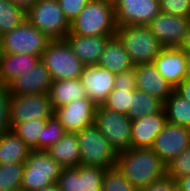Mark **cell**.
Listing matches in <instances>:
<instances>
[{
	"label": "cell",
	"instance_id": "6da1fadb",
	"mask_svg": "<svg viewBox=\"0 0 190 191\" xmlns=\"http://www.w3.org/2000/svg\"><path fill=\"white\" fill-rule=\"evenodd\" d=\"M116 166L138 191L167 175L166 164L152 148H131L119 153Z\"/></svg>",
	"mask_w": 190,
	"mask_h": 191
},
{
	"label": "cell",
	"instance_id": "7a4b0ae2",
	"mask_svg": "<svg viewBox=\"0 0 190 191\" xmlns=\"http://www.w3.org/2000/svg\"><path fill=\"white\" fill-rule=\"evenodd\" d=\"M115 10L110 0H90L70 23V33L79 36L116 34Z\"/></svg>",
	"mask_w": 190,
	"mask_h": 191
},
{
	"label": "cell",
	"instance_id": "3957f363",
	"mask_svg": "<svg viewBox=\"0 0 190 191\" xmlns=\"http://www.w3.org/2000/svg\"><path fill=\"white\" fill-rule=\"evenodd\" d=\"M115 35L134 65L153 63L164 48L147 25L117 26Z\"/></svg>",
	"mask_w": 190,
	"mask_h": 191
},
{
	"label": "cell",
	"instance_id": "277c9868",
	"mask_svg": "<svg viewBox=\"0 0 190 191\" xmlns=\"http://www.w3.org/2000/svg\"><path fill=\"white\" fill-rule=\"evenodd\" d=\"M41 61L52 80L77 79L85 68L65 39L50 40L42 53Z\"/></svg>",
	"mask_w": 190,
	"mask_h": 191
},
{
	"label": "cell",
	"instance_id": "5b68a950",
	"mask_svg": "<svg viewBox=\"0 0 190 191\" xmlns=\"http://www.w3.org/2000/svg\"><path fill=\"white\" fill-rule=\"evenodd\" d=\"M80 148V165L110 168L116 166L117 153L93 124L76 132Z\"/></svg>",
	"mask_w": 190,
	"mask_h": 191
},
{
	"label": "cell",
	"instance_id": "8992f818",
	"mask_svg": "<svg viewBox=\"0 0 190 191\" xmlns=\"http://www.w3.org/2000/svg\"><path fill=\"white\" fill-rule=\"evenodd\" d=\"M49 39L28 20L0 36V53L28 54L41 58Z\"/></svg>",
	"mask_w": 190,
	"mask_h": 191
},
{
	"label": "cell",
	"instance_id": "52a82bcc",
	"mask_svg": "<svg viewBox=\"0 0 190 191\" xmlns=\"http://www.w3.org/2000/svg\"><path fill=\"white\" fill-rule=\"evenodd\" d=\"M26 19L49 39H64L70 23L58 0H38L27 12Z\"/></svg>",
	"mask_w": 190,
	"mask_h": 191
},
{
	"label": "cell",
	"instance_id": "ba28073f",
	"mask_svg": "<svg viewBox=\"0 0 190 191\" xmlns=\"http://www.w3.org/2000/svg\"><path fill=\"white\" fill-rule=\"evenodd\" d=\"M63 167L46 151L32 150L25 161L21 187L37 191L57 183Z\"/></svg>",
	"mask_w": 190,
	"mask_h": 191
},
{
	"label": "cell",
	"instance_id": "9c48e42d",
	"mask_svg": "<svg viewBox=\"0 0 190 191\" xmlns=\"http://www.w3.org/2000/svg\"><path fill=\"white\" fill-rule=\"evenodd\" d=\"M131 122L125 114L109 110L103 105L97 106L95 125L117 154L132 148Z\"/></svg>",
	"mask_w": 190,
	"mask_h": 191
},
{
	"label": "cell",
	"instance_id": "30bf717a",
	"mask_svg": "<svg viewBox=\"0 0 190 191\" xmlns=\"http://www.w3.org/2000/svg\"><path fill=\"white\" fill-rule=\"evenodd\" d=\"M54 115L48 94L11 95L9 119L11 129L18 123L34 119H48Z\"/></svg>",
	"mask_w": 190,
	"mask_h": 191
},
{
	"label": "cell",
	"instance_id": "8fae6325",
	"mask_svg": "<svg viewBox=\"0 0 190 191\" xmlns=\"http://www.w3.org/2000/svg\"><path fill=\"white\" fill-rule=\"evenodd\" d=\"M117 26L147 25L160 12V0H113Z\"/></svg>",
	"mask_w": 190,
	"mask_h": 191
},
{
	"label": "cell",
	"instance_id": "7c38bea8",
	"mask_svg": "<svg viewBox=\"0 0 190 191\" xmlns=\"http://www.w3.org/2000/svg\"><path fill=\"white\" fill-rule=\"evenodd\" d=\"M97 106L88 98H82L58 107L54 115L66 132L76 133L95 124Z\"/></svg>",
	"mask_w": 190,
	"mask_h": 191
},
{
	"label": "cell",
	"instance_id": "4fadbf2b",
	"mask_svg": "<svg viewBox=\"0 0 190 191\" xmlns=\"http://www.w3.org/2000/svg\"><path fill=\"white\" fill-rule=\"evenodd\" d=\"M190 145V129L167 122L155 138L153 151L167 165Z\"/></svg>",
	"mask_w": 190,
	"mask_h": 191
},
{
	"label": "cell",
	"instance_id": "5bb4252c",
	"mask_svg": "<svg viewBox=\"0 0 190 191\" xmlns=\"http://www.w3.org/2000/svg\"><path fill=\"white\" fill-rule=\"evenodd\" d=\"M190 18L160 12L147 26L164 48H179Z\"/></svg>",
	"mask_w": 190,
	"mask_h": 191
},
{
	"label": "cell",
	"instance_id": "9a60e30c",
	"mask_svg": "<svg viewBox=\"0 0 190 191\" xmlns=\"http://www.w3.org/2000/svg\"><path fill=\"white\" fill-rule=\"evenodd\" d=\"M116 74L98 65L85 66L80 81L87 97L96 105L105 103L109 93L114 89Z\"/></svg>",
	"mask_w": 190,
	"mask_h": 191
},
{
	"label": "cell",
	"instance_id": "2e32d148",
	"mask_svg": "<svg viewBox=\"0 0 190 191\" xmlns=\"http://www.w3.org/2000/svg\"><path fill=\"white\" fill-rule=\"evenodd\" d=\"M52 78L40 60L33 69L20 73L8 85L10 95L48 94Z\"/></svg>",
	"mask_w": 190,
	"mask_h": 191
},
{
	"label": "cell",
	"instance_id": "e0dca14e",
	"mask_svg": "<svg viewBox=\"0 0 190 191\" xmlns=\"http://www.w3.org/2000/svg\"><path fill=\"white\" fill-rule=\"evenodd\" d=\"M153 64L174 88L187 78L186 52L180 48H163Z\"/></svg>",
	"mask_w": 190,
	"mask_h": 191
},
{
	"label": "cell",
	"instance_id": "ac0fdd59",
	"mask_svg": "<svg viewBox=\"0 0 190 191\" xmlns=\"http://www.w3.org/2000/svg\"><path fill=\"white\" fill-rule=\"evenodd\" d=\"M167 122L164 108L156 114L132 120V148H152L155 138L163 130Z\"/></svg>",
	"mask_w": 190,
	"mask_h": 191
},
{
	"label": "cell",
	"instance_id": "d6986e66",
	"mask_svg": "<svg viewBox=\"0 0 190 191\" xmlns=\"http://www.w3.org/2000/svg\"><path fill=\"white\" fill-rule=\"evenodd\" d=\"M136 89L156 97L163 103L174 91V87L157 71L153 63L134 65Z\"/></svg>",
	"mask_w": 190,
	"mask_h": 191
},
{
	"label": "cell",
	"instance_id": "ffe728a7",
	"mask_svg": "<svg viewBox=\"0 0 190 191\" xmlns=\"http://www.w3.org/2000/svg\"><path fill=\"white\" fill-rule=\"evenodd\" d=\"M113 36H79L69 32L64 39L85 66H92L99 63L105 45Z\"/></svg>",
	"mask_w": 190,
	"mask_h": 191
},
{
	"label": "cell",
	"instance_id": "44dd1931",
	"mask_svg": "<svg viewBox=\"0 0 190 191\" xmlns=\"http://www.w3.org/2000/svg\"><path fill=\"white\" fill-rule=\"evenodd\" d=\"M97 65L108 69L114 74L126 72L134 68L130 56L116 35L108 40Z\"/></svg>",
	"mask_w": 190,
	"mask_h": 191
},
{
	"label": "cell",
	"instance_id": "7402d4cb",
	"mask_svg": "<svg viewBox=\"0 0 190 191\" xmlns=\"http://www.w3.org/2000/svg\"><path fill=\"white\" fill-rule=\"evenodd\" d=\"M40 60L35 55L0 53V84L7 86L20 73L33 69Z\"/></svg>",
	"mask_w": 190,
	"mask_h": 191
},
{
	"label": "cell",
	"instance_id": "603a6c76",
	"mask_svg": "<svg viewBox=\"0 0 190 191\" xmlns=\"http://www.w3.org/2000/svg\"><path fill=\"white\" fill-rule=\"evenodd\" d=\"M48 96L54 110L70 102L87 97L80 78L53 80L49 88Z\"/></svg>",
	"mask_w": 190,
	"mask_h": 191
},
{
	"label": "cell",
	"instance_id": "cb8c5ba5",
	"mask_svg": "<svg viewBox=\"0 0 190 191\" xmlns=\"http://www.w3.org/2000/svg\"><path fill=\"white\" fill-rule=\"evenodd\" d=\"M46 152L63 168H75L80 165V148L76 133L66 132Z\"/></svg>",
	"mask_w": 190,
	"mask_h": 191
},
{
	"label": "cell",
	"instance_id": "d4e9b609",
	"mask_svg": "<svg viewBox=\"0 0 190 191\" xmlns=\"http://www.w3.org/2000/svg\"><path fill=\"white\" fill-rule=\"evenodd\" d=\"M32 149L12 130L0 134V164L25 163Z\"/></svg>",
	"mask_w": 190,
	"mask_h": 191
},
{
	"label": "cell",
	"instance_id": "484cf974",
	"mask_svg": "<svg viewBox=\"0 0 190 191\" xmlns=\"http://www.w3.org/2000/svg\"><path fill=\"white\" fill-rule=\"evenodd\" d=\"M164 103L141 90H133L127 116L131 120L142 118L146 115L156 114L163 109Z\"/></svg>",
	"mask_w": 190,
	"mask_h": 191
},
{
	"label": "cell",
	"instance_id": "4316f807",
	"mask_svg": "<svg viewBox=\"0 0 190 191\" xmlns=\"http://www.w3.org/2000/svg\"><path fill=\"white\" fill-rule=\"evenodd\" d=\"M163 108L168 123L190 129V102L173 91L164 102Z\"/></svg>",
	"mask_w": 190,
	"mask_h": 191
},
{
	"label": "cell",
	"instance_id": "83f0119b",
	"mask_svg": "<svg viewBox=\"0 0 190 191\" xmlns=\"http://www.w3.org/2000/svg\"><path fill=\"white\" fill-rule=\"evenodd\" d=\"M47 119H34L16 124L11 130L32 150L39 151V139H43V129Z\"/></svg>",
	"mask_w": 190,
	"mask_h": 191
},
{
	"label": "cell",
	"instance_id": "f1b7e54d",
	"mask_svg": "<svg viewBox=\"0 0 190 191\" xmlns=\"http://www.w3.org/2000/svg\"><path fill=\"white\" fill-rule=\"evenodd\" d=\"M26 19V11L11 0H0V36L21 25Z\"/></svg>",
	"mask_w": 190,
	"mask_h": 191
},
{
	"label": "cell",
	"instance_id": "f546056e",
	"mask_svg": "<svg viewBox=\"0 0 190 191\" xmlns=\"http://www.w3.org/2000/svg\"><path fill=\"white\" fill-rule=\"evenodd\" d=\"M25 163L0 164V191L21 187Z\"/></svg>",
	"mask_w": 190,
	"mask_h": 191
},
{
	"label": "cell",
	"instance_id": "4dcf8cb0",
	"mask_svg": "<svg viewBox=\"0 0 190 191\" xmlns=\"http://www.w3.org/2000/svg\"><path fill=\"white\" fill-rule=\"evenodd\" d=\"M101 191H138L126 179L124 174L113 166L105 169Z\"/></svg>",
	"mask_w": 190,
	"mask_h": 191
},
{
	"label": "cell",
	"instance_id": "1f68e13d",
	"mask_svg": "<svg viewBox=\"0 0 190 191\" xmlns=\"http://www.w3.org/2000/svg\"><path fill=\"white\" fill-rule=\"evenodd\" d=\"M66 130L60 121L53 115L47 119L46 126L43 129V139H39V151H46L52 145L57 143L64 135Z\"/></svg>",
	"mask_w": 190,
	"mask_h": 191
},
{
	"label": "cell",
	"instance_id": "d6a6232c",
	"mask_svg": "<svg viewBox=\"0 0 190 191\" xmlns=\"http://www.w3.org/2000/svg\"><path fill=\"white\" fill-rule=\"evenodd\" d=\"M105 168L80 165L82 191H101Z\"/></svg>",
	"mask_w": 190,
	"mask_h": 191
},
{
	"label": "cell",
	"instance_id": "836d02e7",
	"mask_svg": "<svg viewBox=\"0 0 190 191\" xmlns=\"http://www.w3.org/2000/svg\"><path fill=\"white\" fill-rule=\"evenodd\" d=\"M133 90L113 89L103 106L109 110L127 115Z\"/></svg>",
	"mask_w": 190,
	"mask_h": 191
},
{
	"label": "cell",
	"instance_id": "e575fe53",
	"mask_svg": "<svg viewBox=\"0 0 190 191\" xmlns=\"http://www.w3.org/2000/svg\"><path fill=\"white\" fill-rule=\"evenodd\" d=\"M167 176L173 180L190 175V145L167 165Z\"/></svg>",
	"mask_w": 190,
	"mask_h": 191
},
{
	"label": "cell",
	"instance_id": "d590c367",
	"mask_svg": "<svg viewBox=\"0 0 190 191\" xmlns=\"http://www.w3.org/2000/svg\"><path fill=\"white\" fill-rule=\"evenodd\" d=\"M57 185L61 191H82L80 165L75 168H63Z\"/></svg>",
	"mask_w": 190,
	"mask_h": 191
},
{
	"label": "cell",
	"instance_id": "8d00e7d4",
	"mask_svg": "<svg viewBox=\"0 0 190 191\" xmlns=\"http://www.w3.org/2000/svg\"><path fill=\"white\" fill-rule=\"evenodd\" d=\"M161 12L190 18V0H160Z\"/></svg>",
	"mask_w": 190,
	"mask_h": 191
},
{
	"label": "cell",
	"instance_id": "74e56055",
	"mask_svg": "<svg viewBox=\"0 0 190 191\" xmlns=\"http://www.w3.org/2000/svg\"><path fill=\"white\" fill-rule=\"evenodd\" d=\"M11 95L9 94L8 87L0 84V131L11 130L9 119V100Z\"/></svg>",
	"mask_w": 190,
	"mask_h": 191
},
{
	"label": "cell",
	"instance_id": "f35d334b",
	"mask_svg": "<svg viewBox=\"0 0 190 191\" xmlns=\"http://www.w3.org/2000/svg\"><path fill=\"white\" fill-rule=\"evenodd\" d=\"M90 0H58L66 19L71 23Z\"/></svg>",
	"mask_w": 190,
	"mask_h": 191
},
{
	"label": "cell",
	"instance_id": "ab89813d",
	"mask_svg": "<svg viewBox=\"0 0 190 191\" xmlns=\"http://www.w3.org/2000/svg\"><path fill=\"white\" fill-rule=\"evenodd\" d=\"M114 82V89L136 90L134 69L116 74Z\"/></svg>",
	"mask_w": 190,
	"mask_h": 191
},
{
	"label": "cell",
	"instance_id": "60d3db41",
	"mask_svg": "<svg viewBox=\"0 0 190 191\" xmlns=\"http://www.w3.org/2000/svg\"><path fill=\"white\" fill-rule=\"evenodd\" d=\"M175 184L176 181L166 175L164 178L150 183L140 191H172Z\"/></svg>",
	"mask_w": 190,
	"mask_h": 191
},
{
	"label": "cell",
	"instance_id": "b9f144b4",
	"mask_svg": "<svg viewBox=\"0 0 190 191\" xmlns=\"http://www.w3.org/2000/svg\"><path fill=\"white\" fill-rule=\"evenodd\" d=\"M174 91L180 95L182 98L190 102V80L185 79L180 84H178Z\"/></svg>",
	"mask_w": 190,
	"mask_h": 191
},
{
	"label": "cell",
	"instance_id": "7bdbcfd3",
	"mask_svg": "<svg viewBox=\"0 0 190 191\" xmlns=\"http://www.w3.org/2000/svg\"><path fill=\"white\" fill-rule=\"evenodd\" d=\"M179 48L185 51L186 53H190V22L188 24L186 33Z\"/></svg>",
	"mask_w": 190,
	"mask_h": 191
},
{
	"label": "cell",
	"instance_id": "ee69618b",
	"mask_svg": "<svg viewBox=\"0 0 190 191\" xmlns=\"http://www.w3.org/2000/svg\"><path fill=\"white\" fill-rule=\"evenodd\" d=\"M176 184L183 190V191H190V175H186L180 177L176 180Z\"/></svg>",
	"mask_w": 190,
	"mask_h": 191
},
{
	"label": "cell",
	"instance_id": "f6af8a7d",
	"mask_svg": "<svg viewBox=\"0 0 190 191\" xmlns=\"http://www.w3.org/2000/svg\"><path fill=\"white\" fill-rule=\"evenodd\" d=\"M18 7L23 8L26 12L38 1V0H11Z\"/></svg>",
	"mask_w": 190,
	"mask_h": 191
},
{
	"label": "cell",
	"instance_id": "bcb514c9",
	"mask_svg": "<svg viewBox=\"0 0 190 191\" xmlns=\"http://www.w3.org/2000/svg\"><path fill=\"white\" fill-rule=\"evenodd\" d=\"M37 191H61V190L59 186L57 185V183H53L52 185L41 188L40 190H37Z\"/></svg>",
	"mask_w": 190,
	"mask_h": 191
},
{
	"label": "cell",
	"instance_id": "7dc6e473",
	"mask_svg": "<svg viewBox=\"0 0 190 191\" xmlns=\"http://www.w3.org/2000/svg\"><path fill=\"white\" fill-rule=\"evenodd\" d=\"M187 59V79L190 80V53H186Z\"/></svg>",
	"mask_w": 190,
	"mask_h": 191
},
{
	"label": "cell",
	"instance_id": "c3c4849f",
	"mask_svg": "<svg viewBox=\"0 0 190 191\" xmlns=\"http://www.w3.org/2000/svg\"><path fill=\"white\" fill-rule=\"evenodd\" d=\"M172 191H183L177 184H175L172 188Z\"/></svg>",
	"mask_w": 190,
	"mask_h": 191
},
{
	"label": "cell",
	"instance_id": "681fc988",
	"mask_svg": "<svg viewBox=\"0 0 190 191\" xmlns=\"http://www.w3.org/2000/svg\"><path fill=\"white\" fill-rule=\"evenodd\" d=\"M12 191H26V190L24 188H22V187H19L17 189L12 190Z\"/></svg>",
	"mask_w": 190,
	"mask_h": 191
}]
</instances>
